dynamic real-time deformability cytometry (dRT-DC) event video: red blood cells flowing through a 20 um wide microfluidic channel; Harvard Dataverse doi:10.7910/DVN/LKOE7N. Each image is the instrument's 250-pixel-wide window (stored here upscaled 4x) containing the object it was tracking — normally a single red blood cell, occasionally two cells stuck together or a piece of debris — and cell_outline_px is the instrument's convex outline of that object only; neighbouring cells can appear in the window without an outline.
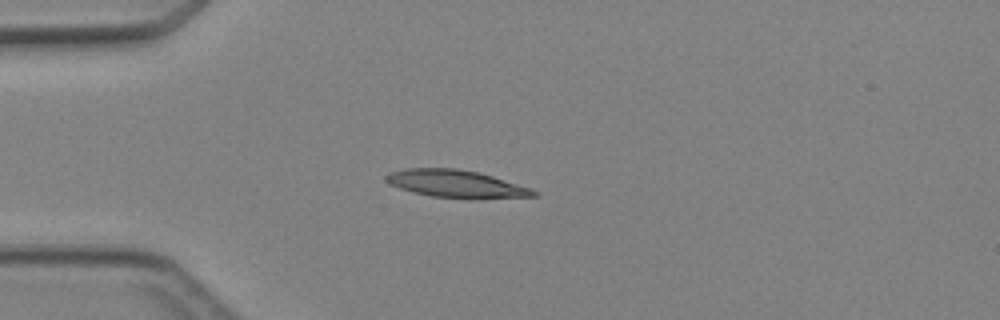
{"species": "Egyptian fruit bat (a non-hibernating species)", "species_latin": "Rousettus aegyptiacus", "temperature_condition": "cold", "stored_images_in_passage": 4, "camera_frame_rate_fps": 3000, "um_per_image_px": 0.085, "animal": {"sex": "female"}, "frame": {"image": 1, "passage_image": 3, "time_ms": 2.667, "image_size_px": [1000, 320], "cell_outline_px": [[540, 192], [536, 196], [476, 200], [432, 196], [412, 192], [388, 184], [384, 180], [384, 176], [388, 172], [408, 168], [456, 168], [480, 172]], "centroid_in_image_um": [38.74, 15.64], "position_along_channel_um": 46.3, "area_um2": 24.04}}